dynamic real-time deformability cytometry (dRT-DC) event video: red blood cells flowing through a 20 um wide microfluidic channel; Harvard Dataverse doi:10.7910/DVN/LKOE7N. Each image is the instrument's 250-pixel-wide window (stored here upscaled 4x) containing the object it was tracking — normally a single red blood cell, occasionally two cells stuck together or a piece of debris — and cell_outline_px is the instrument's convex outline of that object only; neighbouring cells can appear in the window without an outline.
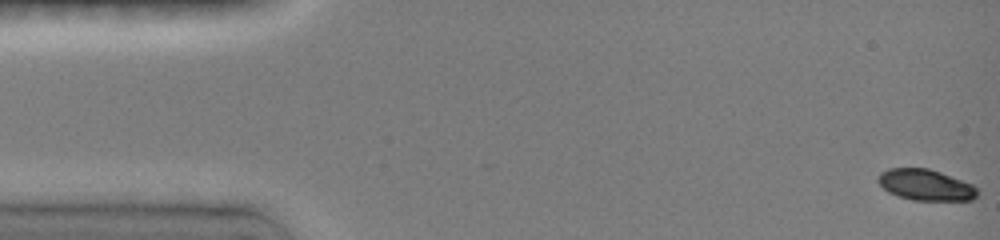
{"species": "common noctule bat (a hibernating species)", "species_latin": "Nyctalus noctula", "temperature_condition": "room temperature", "stored_images_in_passage": 26, "camera_frame_rate_fps": 3000, "um_per_image_px": 0.085, "animal": {"sex": "female", "body_mass_g": 19.0, "forearm_length_mm": 51.5}, "frame": {"image": 1, "passage_image": 1, "time_ms": 0.0, "image_size_px": [1000, 240], "cell_outline_px": [[980, 192], [972, 200], [912, 200], [888, 192], [876, 180], [876, 176], [880, 172], [888, 168], [928, 168], [940, 172], [972, 184]], "centroid_in_image_um": [78.65, 15.71], "position_along_channel_um": 6.3, "area_um2": 17.98}}
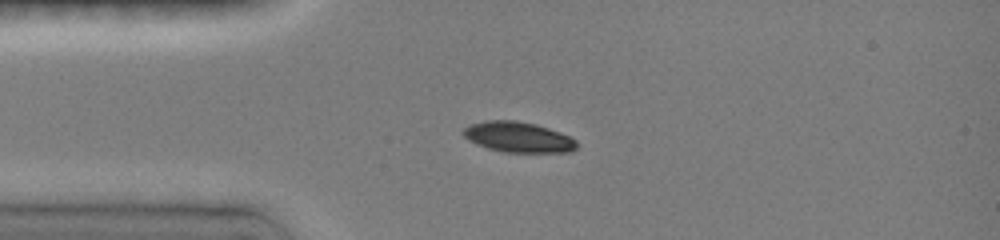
{"frame": {"image": 2, "passage_image": 10, "time_ms": 3.667, "image_size_px": [1000, 240], "cell_outline_px": [[576, 148], [572, 152], [504, 152], [488, 148], [476, 144], [468, 140], [460, 132], [464, 128], [472, 124], [484, 120], [516, 120], [536, 124], [560, 132], [576, 140]], "centroid_in_image_um": [44.02, 11.65], "position_along_channel_um": 41.0, "area_um2": 20.17}}
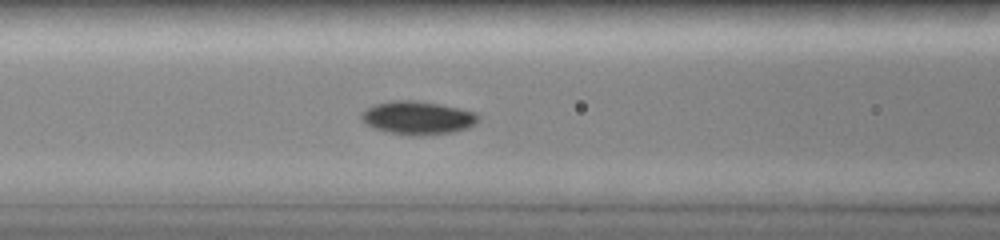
{"frame": {"image": 3, "passage_image": 16, "time_ms": 6.333, "image_size_px": [1000, 240], "cell_outline_px": [[480, 120], [476, 124], [468, 128], [452, 132], [420, 136], [408, 136], [388, 132], [376, 128], [368, 124], [360, 116], [360, 112], [376, 104], [392, 100], [412, 100], [440, 104], [476, 112], [480, 116]], "centroid_in_image_um": [35.55, 10.02], "position_along_channel_um": 131.0, "area_um2": 22.72}}